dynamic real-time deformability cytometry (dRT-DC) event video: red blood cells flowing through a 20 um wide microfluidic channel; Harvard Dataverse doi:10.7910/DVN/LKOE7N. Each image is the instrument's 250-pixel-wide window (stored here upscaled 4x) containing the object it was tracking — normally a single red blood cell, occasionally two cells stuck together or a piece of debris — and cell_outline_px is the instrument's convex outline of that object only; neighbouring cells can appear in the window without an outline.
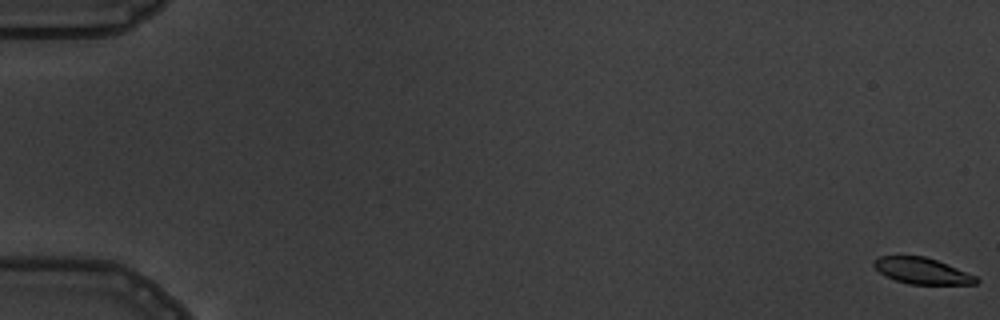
{"species": "common noctule bat (a hibernating species)", "species_latin": "Nyctalus noctula", "temperature_condition": "warm", "stored_images_in_passage": 5, "camera_frame_rate_fps": 3000, "um_per_image_px": 0.085, "animal": {"sex": "male", "body_mass_g": 19.5, "forearm_length_mm": 54.6}, "frame": {"image": 1, "passage_image": 1, "time_ms": 0.0, "image_size_px": [1000, 320], "cell_outline_px": [[980, 280], [976, 284], [908, 284], [896, 280], [880, 272], [872, 264], [872, 260], [880, 256], [924, 256], [936, 260], [976, 276]], "centroid_in_image_um": [78.36, 23.02], "position_along_channel_um": 6.6, "area_um2": 15.37}}
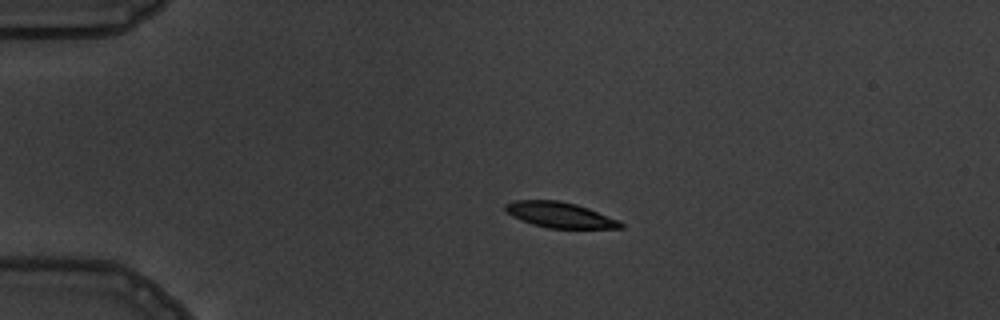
{"frame": {"image": 2, "passage_image": 4, "time_ms": 4.333, "image_size_px": [1000, 320], "cell_outline_px": [[624, 228], [548, 228], [532, 224], [512, 216], [504, 208], [504, 204], [516, 200], [560, 200], [576, 204], [588, 208], [620, 220], [624, 224]], "centroid_in_image_um": [47.61, 18.26], "position_along_channel_um": 37.4, "area_um2": 17.17}}